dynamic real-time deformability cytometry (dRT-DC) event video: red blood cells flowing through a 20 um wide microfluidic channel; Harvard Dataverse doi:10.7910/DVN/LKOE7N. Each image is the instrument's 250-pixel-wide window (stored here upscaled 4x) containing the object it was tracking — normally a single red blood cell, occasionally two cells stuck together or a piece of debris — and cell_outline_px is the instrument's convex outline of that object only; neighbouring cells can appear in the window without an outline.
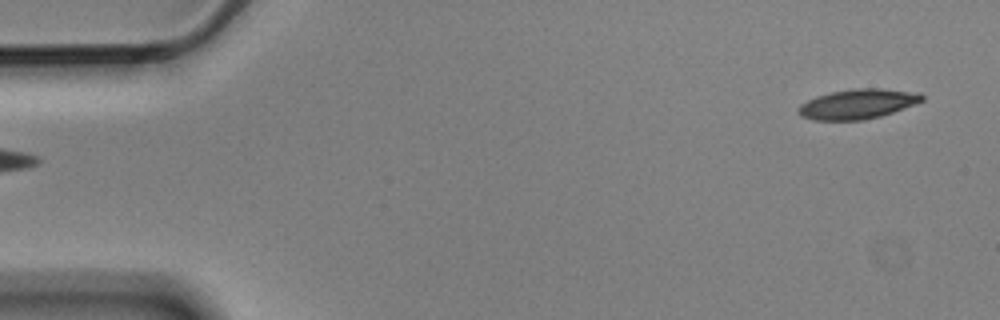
{"species": "Egyptian fruit bat (a non-hibernating species)", "species_latin": "Rousettus aegyptiacus", "temperature_condition": "cold", "stored_images_in_passage": 4, "segment_of_instrument_passage": [2, 2], "camera_frame_rate_fps": 3000, "um_per_image_px": 0.085, "animal": {"sex": "male"}, "frame": {"image": 1, "passage_image": 4, "time_ms": 1.0, "image_size_px": [1000, 320], "cell_outline_px": [[924, 100], [892, 112], [880, 116], [864, 120], [812, 120], [800, 116], [796, 108], [800, 104], [816, 96], [832, 92], [852, 88], [876, 88], [920, 92], [924, 96]], "centroid_in_image_um": [72.87, 8.84], "position_along_channel_um": 12.1, "area_um2": 21.5}}